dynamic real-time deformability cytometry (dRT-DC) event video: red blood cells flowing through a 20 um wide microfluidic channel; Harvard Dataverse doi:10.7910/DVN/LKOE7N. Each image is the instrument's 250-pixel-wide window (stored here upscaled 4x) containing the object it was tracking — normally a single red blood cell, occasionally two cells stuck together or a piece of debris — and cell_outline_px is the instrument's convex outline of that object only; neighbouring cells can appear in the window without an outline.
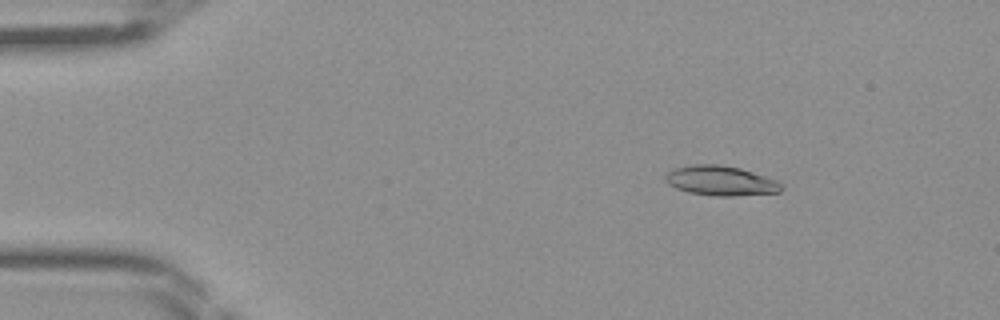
{"species": "Egyptian fruit bat (a non-hibernating species)", "species_latin": "Rousettus aegyptiacus", "temperature_condition": "room temperature", "stored_images_in_passage": 40, "camera_frame_rate_fps": 3000, "um_per_image_px": 0.085, "frame": {"image": 1, "passage_image": 1, "time_ms": 0.0, "image_size_px": [1000, 320], "cell_outline_px": [[784, 188], [780, 192], [736, 196], [712, 196], [688, 192], [676, 188], [668, 184], [664, 180], [664, 176], [672, 168], [692, 164], [716, 164], [740, 168], [776, 180], [784, 184]], "centroid_in_image_um": [61.25, 15.37], "position_along_channel_um": 23.8, "area_um2": 20.35}}
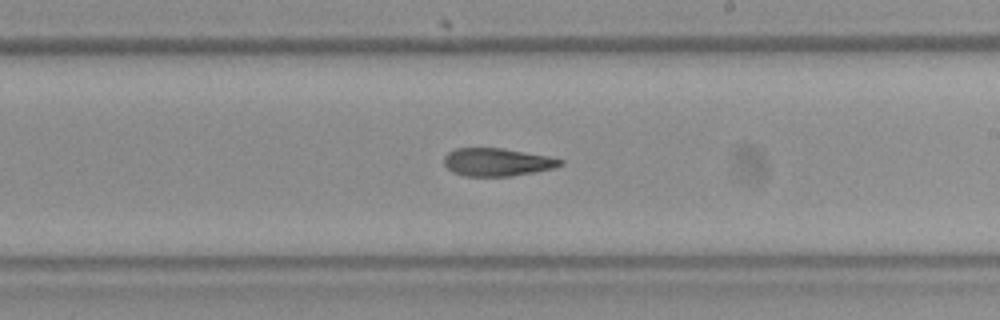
{"frame": {"image": 2, "passage_image": 21, "time_ms": 6.667, "image_size_px": [1000, 320], "cell_outline_px": [[564, 164], [552, 168], [512, 176], [464, 176], [452, 172], [444, 164], [444, 156], [448, 152], [456, 148], [500, 148], [548, 156], [564, 160]], "centroid_in_image_um": [42.22, 13.78], "position_along_channel_um": 246.8, "area_um2": 18.79}}
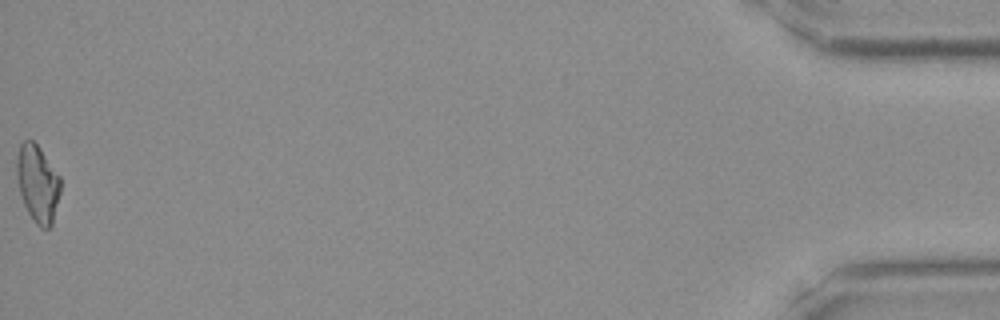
{"frame": {"image": 3, "passage_image": 40, "time_ms": 13.0, "image_size_px": [1000, 320], "cell_outline_px": [[60, 192], [52, 224], [48, 228], [40, 228], [36, 224], [28, 212], [24, 204], [20, 192], [16, 176], [16, 156], [20, 144], [24, 140], [32, 140], [40, 148], [60, 176]], "centroid_in_image_um": [3.19, 15.58], "position_along_channel_um": 432.0, "area_um2": 19.65}}